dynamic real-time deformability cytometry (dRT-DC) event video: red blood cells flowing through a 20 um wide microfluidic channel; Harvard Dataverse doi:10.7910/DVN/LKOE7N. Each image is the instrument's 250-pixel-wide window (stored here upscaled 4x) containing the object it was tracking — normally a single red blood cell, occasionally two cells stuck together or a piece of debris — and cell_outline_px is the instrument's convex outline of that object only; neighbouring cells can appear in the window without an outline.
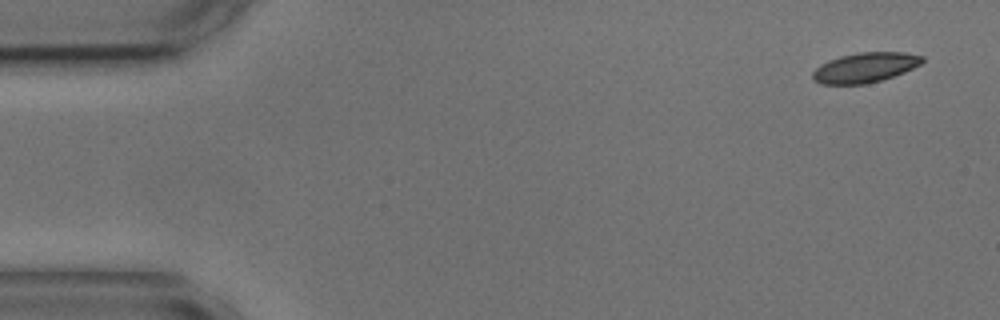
{"species": "common noctule bat (a hibernating species)", "species_latin": "Nyctalus noctula", "temperature_condition": "cold", "stored_images_in_passage": 54, "camera_frame_rate_fps": 3000, "um_per_image_px": 0.085, "animal": {"sex": "male", "body_mass_g": 17.9, "forearm_length_mm": 54.2}, "frame": {"image": 1, "passage_image": 1, "time_ms": 0.0, "image_size_px": [1000, 320], "cell_outline_px": [[924, 60], [920, 64], [904, 72], [868, 84], [820, 84], [812, 80], [812, 72], [816, 68], [828, 60], [840, 56], [860, 52], [904, 52], [924, 56]], "centroid_in_image_um": [73.51, 5.74], "position_along_channel_um": 11.5, "area_um2": 19.07}}
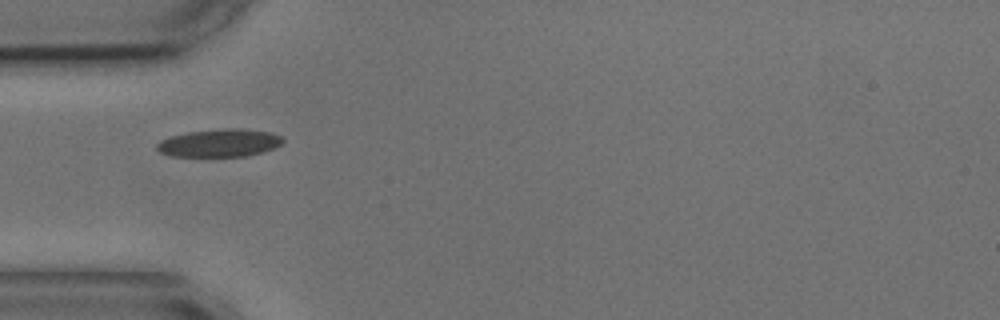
{"frame": {"image": 2, "passage_image": 15, "time_ms": 4.667, "image_size_px": [1000, 320], "cell_outline_px": [[284, 140], [280, 144], [264, 152], [248, 156], [172, 156], [160, 152], [156, 148], [156, 144], [160, 140], [168, 136], [188, 132], [224, 128], [244, 128], [272, 132], [280, 136]], "centroid_in_image_um": [18.65, 12.14], "position_along_channel_um": 66.4, "area_um2": 20.58}}
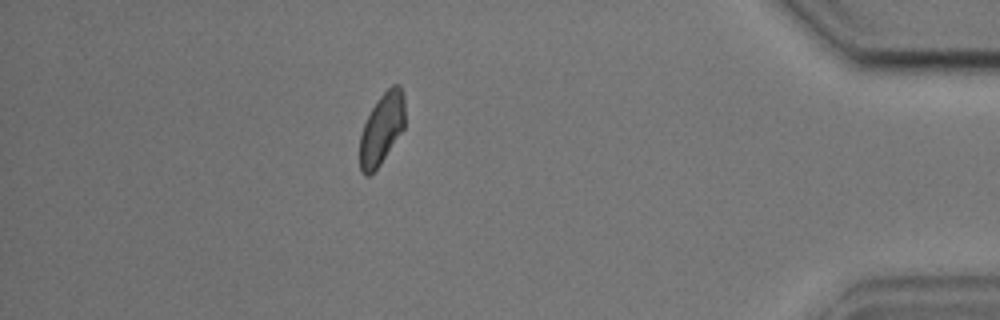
{"frame": {"image": 3, "passage_image": 47, "time_ms": 15.333, "image_size_px": [1000, 320], "cell_outline_px": [[404, 128], [380, 164], [368, 176], [364, 176], [360, 172], [360, 136], [364, 124], [372, 108], [380, 96], [392, 84], [400, 84], [404, 96]], "centroid_in_image_um": [32.45, 10.94], "position_along_channel_um": 402.8, "area_um2": 18.55}, "authors_computed_cell_mechanics": {"area_um2": 19.6809, "velocity_mm_per_s": 3.5776, "shape_relaxation_time_tau1_ms": 4.2887, "shape_relaxation_time_tau2_ms": 2.6228, "deformation_change_tau1": 0.1019, "deformation_change_tau2": 0.0696}}